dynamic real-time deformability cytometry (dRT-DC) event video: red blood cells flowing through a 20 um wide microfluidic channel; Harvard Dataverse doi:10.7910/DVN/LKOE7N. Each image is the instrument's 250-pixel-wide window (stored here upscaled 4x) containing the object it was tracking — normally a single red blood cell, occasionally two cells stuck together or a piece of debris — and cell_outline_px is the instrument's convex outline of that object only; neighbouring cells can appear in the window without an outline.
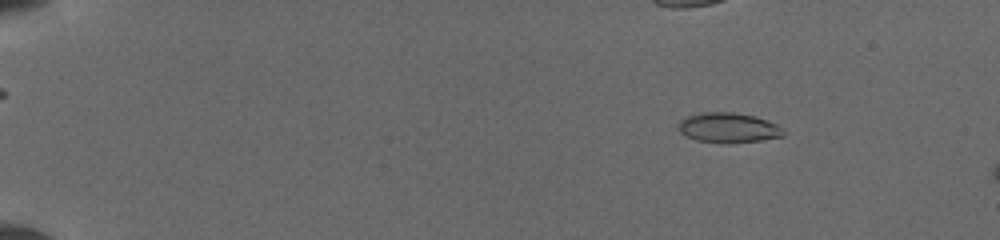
{"species": "common noctule bat (a hibernating species)", "species_latin": "Nyctalus noctula", "temperature_condition": "cold", "stored_images_in_passage": 11, "camera_frame_rate_fps": 3000, "um_per_image_px": 0.085, "animal": {"sex": "female", "body_mass_g": 19.5, "forearm_length_mm": 54.1}, "frame": {"image": 1, "passage_image": 4, "time_ms": 2.333, "image_size_px": [1000, 240], "cell_outline_px": [[784, 136], [760, 140], [728, 144], [696, 140], [680, 132], [676, 128], [680, 120], [688, 116], [700, 112], [732, 112], [756, 116], [776, 124], [784, 132]], "centroid_in_image_um": [61.88, 10.86], "position_along_channel_um": 23.1, "area_um2": 18.38}}